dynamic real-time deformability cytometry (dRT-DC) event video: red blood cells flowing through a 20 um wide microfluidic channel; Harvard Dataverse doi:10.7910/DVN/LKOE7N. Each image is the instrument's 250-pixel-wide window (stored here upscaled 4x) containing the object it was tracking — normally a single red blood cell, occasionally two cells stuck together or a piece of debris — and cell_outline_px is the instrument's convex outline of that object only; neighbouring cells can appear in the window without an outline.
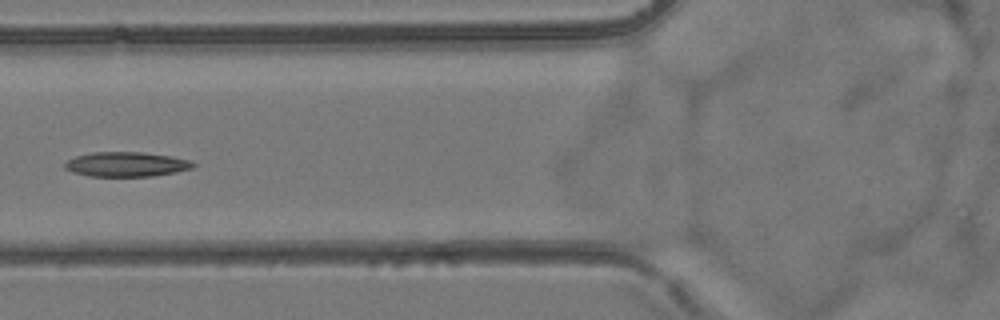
{"species": "common noctule bat (a hibernating species)", "species_latin": "Nyctalus noctula", "temperature_condition": "room temperature", "stored_images_in_passage": 6, "camera_frame_rate_fps": 3000, "um_per_image_px": 0.085, "animal": {"sex": "female", "body_mass_g": 24.6, "forearm_length_mm": 56.2}, "frame": {"image": 1, "passage_image": 5, "time_ms": 5.667, "image_size_px": [1000, 320], "cell_outline_px": [[196, 164], [192, 168], [176, 172], [152, 176], [88, 176], [72, 172], [64, 168], [64, 164], [68, 160], [76, 156], [92, 152], [144, 152], [172, 156], [192, 160]], "centroid_in_image_um": [10.76, 13.96], "position_along_channel_um": 115.0, "area_um2": 18.55}}
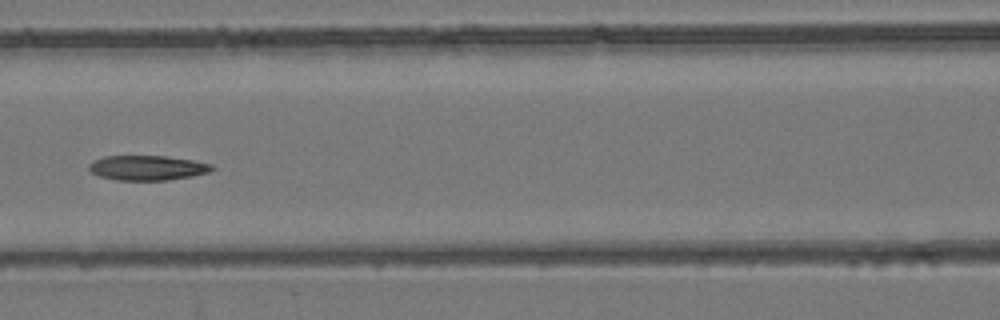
{"frame": {"image": 2, "passage_image": 6, "time_ms": 6.667, "image_size_px": [1000, 320], "cell_outline_px": [[216, 168], [208, 172], [192, 176], [168, 180], [116, 180], [100, 176], [92, 172], [88, 168], [88, 164], [92, 160], [104, 156], [164, 156], [192, 160], [212, 164]], "centroid_in_image_um": [12.51, 14.26], "position_along_channel_um": 154.1, "area_um2": 17.8}}